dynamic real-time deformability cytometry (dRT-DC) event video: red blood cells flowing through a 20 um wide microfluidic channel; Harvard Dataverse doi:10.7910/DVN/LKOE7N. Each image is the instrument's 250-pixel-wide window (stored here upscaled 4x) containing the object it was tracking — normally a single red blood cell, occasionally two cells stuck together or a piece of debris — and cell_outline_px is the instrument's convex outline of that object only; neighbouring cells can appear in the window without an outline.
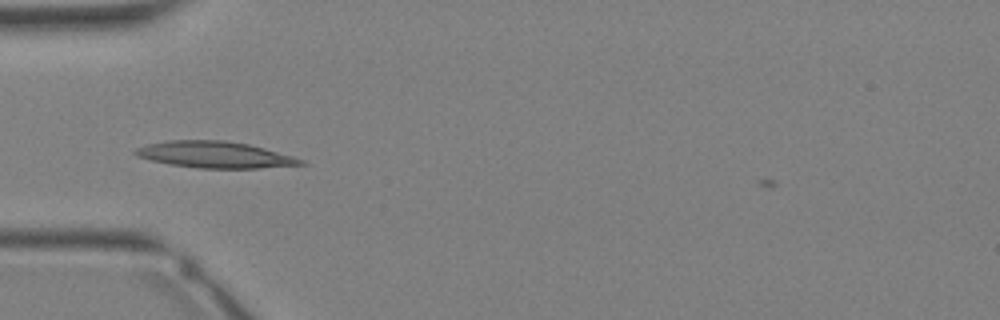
{"species": "Egyptian fruit bat (a non-hibernating species)", "species_latin": "Rousettus aegyptiacus", "temperature_condition": "warm", "stored_images_in_passage": 28, "camera_frame_rate_fps": 3000, "um_per_image_px": 0.085, "animal": {"sex": "female"}, "frame": {"image": 1, "passage_image": 4, "time_ms": 1.0, "image_size_px": [1000, 320], "cell_outline_px": [[308, 164], [260, 168], [200, 168], [172, 164], [152, 160], [136, 156], [132, 152], [136, 148], [148, 144], [172, 140], [224, 140], [248, 144], [264, 148], [292, 156], [304, 160]], "centroid_in_image_um": [18.28, 13.15], "position_along_channel_um": 66.7, "area_um2": 25.26}}
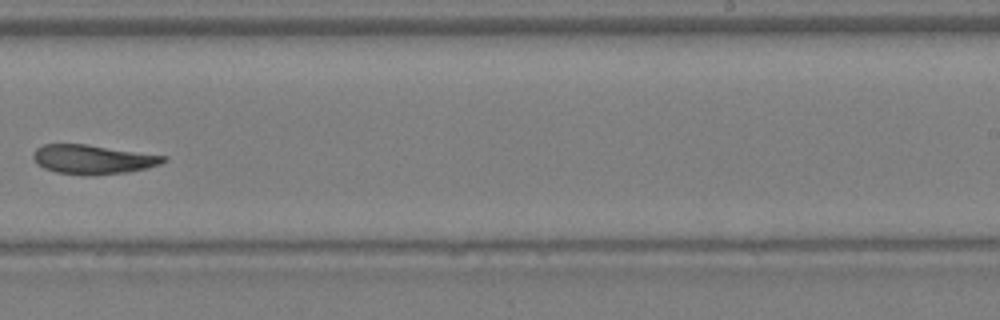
{"frame": {"image": 2, "passage_image": 15, "time_ms": 4.667, "image_size_px": [1000, 320], "cell_outline_px": [[168, 160], [160, 164], [148, 168], [128, 172], [92, 176], [56, 172], [44, 168], [36, 164], [32, 156], [32, 152], [36, 148], [44, 144], [88, 144], [168, 156]], "centroid_in_image_um": [7.91, 13.55], "position_along_channel_um": 281.1, "area_um2": 22.54}}
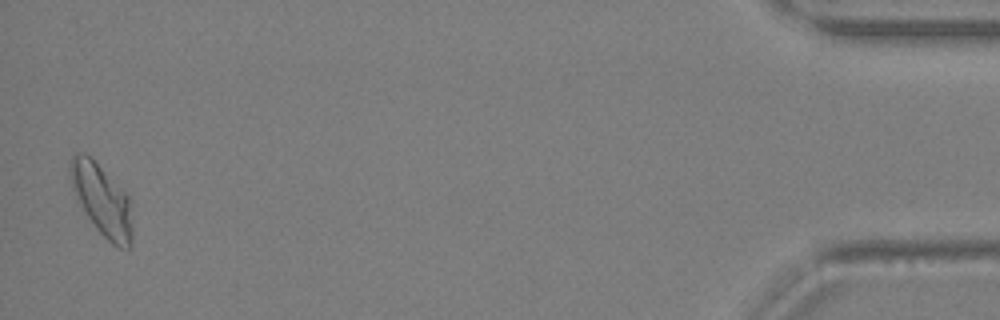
{"frame": {"image": 3, "passage_image": 27, "time_ms": 8.667, "image_size_px": [1000, 320], "cell_outline_px": [[132, 248], [120, 248], [112, 244], [100, 232], [76, 200], [68, 176], [68, 168], [72, 156], [76, 152], [84, 152], [128, 196], [132, 204]], "centroid_in_image_um": [8.65, 17.03], "position_along_channel_um": 426.6, "area_um2": 25.66}}